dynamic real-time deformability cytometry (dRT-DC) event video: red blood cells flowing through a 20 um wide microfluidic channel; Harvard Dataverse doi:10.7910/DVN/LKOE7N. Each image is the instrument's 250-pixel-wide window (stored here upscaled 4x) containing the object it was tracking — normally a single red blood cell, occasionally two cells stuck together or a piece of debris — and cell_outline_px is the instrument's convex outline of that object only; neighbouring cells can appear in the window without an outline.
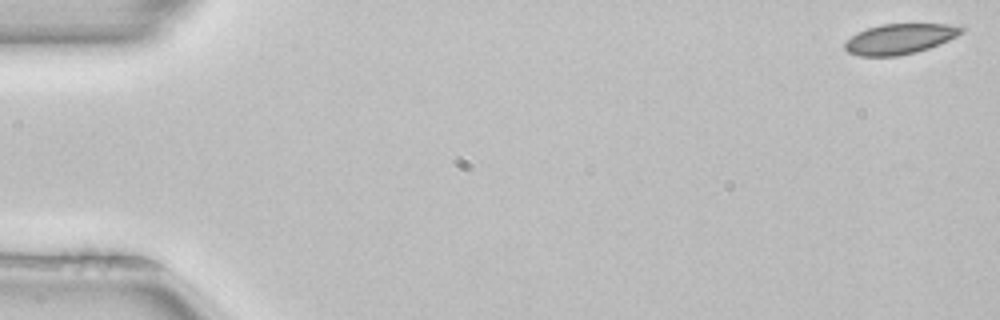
{"species": "common noctule bat (a hibernating species)", "species_latin": "Nyctalus noctula", "temperature_condition": "room temperature", "stored_images_in_passage": 12, "camera_frame_rate_fps": 3000, "um_per_image_px": 0.085, "animal": {"sex": "female", "body_mass_g": 22.7, "forearm_length_mm": 54.2}, "frame": {"image": 1, "passage_image": 1, "time_ms": 0.0, "image_size_px": [1000, 320], "cell_outline_px": [[964, 32], [948, 40], [928, 48], [916, 52], [896, 56], [860, 56], [848, 52], [844, 48], [844, 44], [856, 32], [880, 24], [948, 24], [964, 28]], "centroid_in_image_um": [76.45, 3.3], "position_along_channel_um": 8.5, "area_um2": 20.4}}